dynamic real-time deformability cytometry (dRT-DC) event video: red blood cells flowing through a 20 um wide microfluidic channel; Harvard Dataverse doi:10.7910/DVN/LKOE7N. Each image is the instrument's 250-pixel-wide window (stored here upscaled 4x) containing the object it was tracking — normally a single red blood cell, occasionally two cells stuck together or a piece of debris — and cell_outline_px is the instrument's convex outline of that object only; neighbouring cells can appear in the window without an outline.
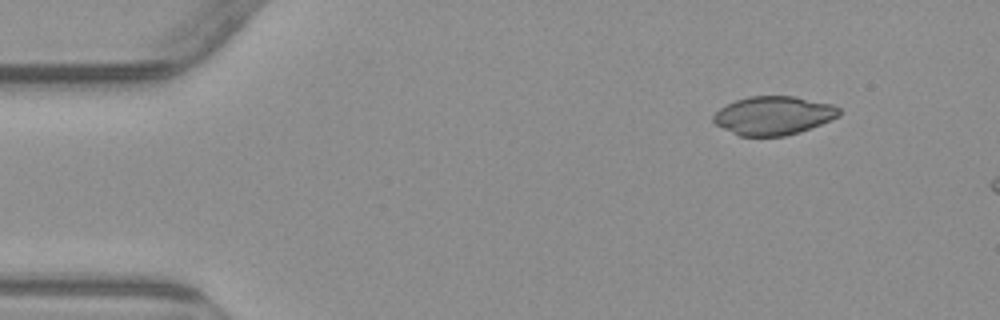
{"species": "common noctule bat (a hibernating species)", "species_latin": "Nyctalus noctula", "temperature_condition": "warm", "stored_images_in_passage": 3, "camera_frame_rate_fps": 3000, "um_per_image_px": 0.085, "animal": {"sex": "male", "body_mass_g": 23.1, "forearm_length_mm": 52.7}, "frame": {"image": 1, "passage_image": 1, "time_ms": 0.0, "image_size_px": [1000, 320], "cell_outline_px": [[840, 116], [800, 132], [784, 136], [740, 136], [716, 124], [712, 120], [712, 116], [720, 108], [736, 100], [748, 96], [796, 96], [832, 104], [840, 108]], "centroid_in_image_um": [65.76, 9.81], "position_along_channel_um": 19.2, "area_um2": 28.21}}